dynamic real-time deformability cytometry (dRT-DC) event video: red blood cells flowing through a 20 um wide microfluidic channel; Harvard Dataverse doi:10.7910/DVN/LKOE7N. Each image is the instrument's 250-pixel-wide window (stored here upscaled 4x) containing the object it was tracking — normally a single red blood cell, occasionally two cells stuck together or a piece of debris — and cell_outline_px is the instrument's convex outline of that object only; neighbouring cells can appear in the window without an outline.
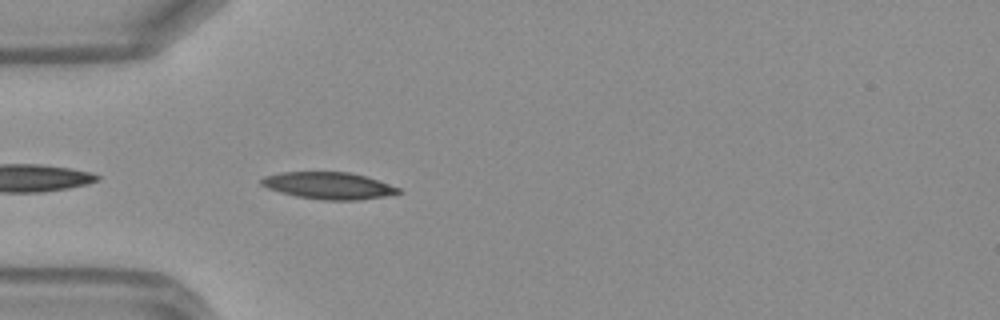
{"species": "Egyptian fruit bat (a non-hibernating species)", "species_latin": "Rousettus aegyptiacus", "temperature_condition": "warm", "stored_images_in_passage": 22, "camera_frame_rate_fps": 3000, "um_per_image_px": 0.085, "frame": {"image": 1, "passage_image": 1, "time_ms": 0.0, "image_size_px": [1000, 320], "cell_outline_px": [[404, 192], [384, 196], [356, 200], [320, 200], [296, 196], [280, 192], [268, 188], [260, 184], [260, 180], [264, 176], [280, 172], [348, 172], [368, 176], [400, 188]], "centroid_in_image_um": [27.94, 15.77], "position_along_channel_um": 57.1, "area_um2": 21.62}}
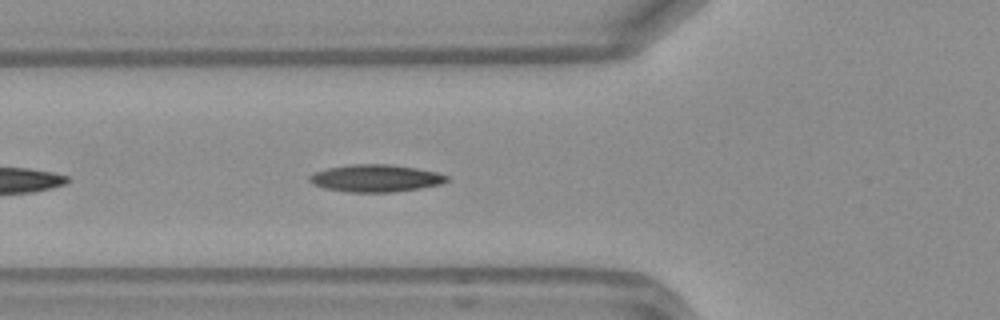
{"frame": {"image": 2, "passage_image": 4, "time_ms": 1.0, "image_size_px": [1000, 320], "cell_outline_px": [[448, 180], [440, 184], [420, 188], [392, 192], [348, 192], [324, 188], [312, 184], [308, 180], [308, 176], [316, 172], [328, 168], [352, 164], [388, 164], [416, 168], [436, 172], [448, 176]], "centroid_in_image_um": [31.9, 15.15], "position_along_channel_um": 93.9, "area_um2": 21.73}}
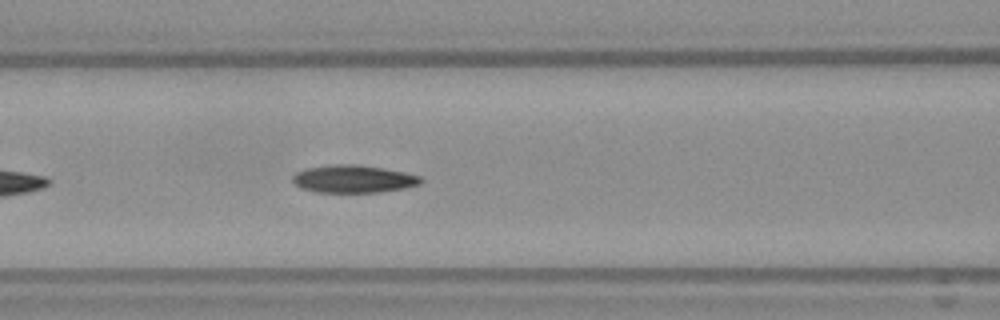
{"frame": {"image": 3, "passage_image": 7, "time_ms": 2.0, "image_size_px": [1000, 320], "cell_outline_px": [[424, 180], [420, 184], [404, 188], [380, 192], [316, 192], [300, 188], [292, 180], [292, 176], [296, 172], [304, 168], [336, 164], [356, 164], [384, 168], [404, 172], [420, 176]], "centroid_in_image_um": [30.03, 15.2], "position_along_channel_um": 136.6, "area_um2": 20.75}}